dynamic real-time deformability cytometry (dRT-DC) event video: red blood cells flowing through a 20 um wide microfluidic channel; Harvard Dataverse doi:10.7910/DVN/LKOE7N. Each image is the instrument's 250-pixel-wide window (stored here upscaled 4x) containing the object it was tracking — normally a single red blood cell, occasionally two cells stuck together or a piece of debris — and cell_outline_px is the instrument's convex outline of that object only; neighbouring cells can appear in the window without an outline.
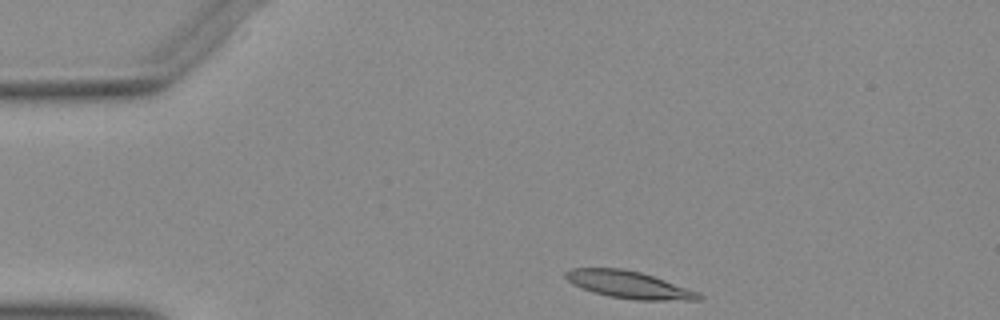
{"species": "Egyptian fruit bat (a non-hibernating species)", "species_latin": "Rousettus aegyptiacus", "temperature_condition": "warm", "stored_images_in_passage": 15, "camera_frame_rate_fps": 3000, "um_per_image_px": 0.085, "animal": {"sex": "female"}, "frame": {"image": 1, "passage_image": 1, "time_ms": 0.0, "image_size_px": [1000, 320], "cell_outline_px": [[704, 296], [700, 300], [636, 300], [608, 296], [572, 284], [564, 276], [564, 272], [572, 268], [620, 268], [640, 272], [652, 276], [696, 292]], "centroid_in_image_um": [53.41, 24.2], "position_along_channel_um": 31.6, "area_um2": 20.63}}
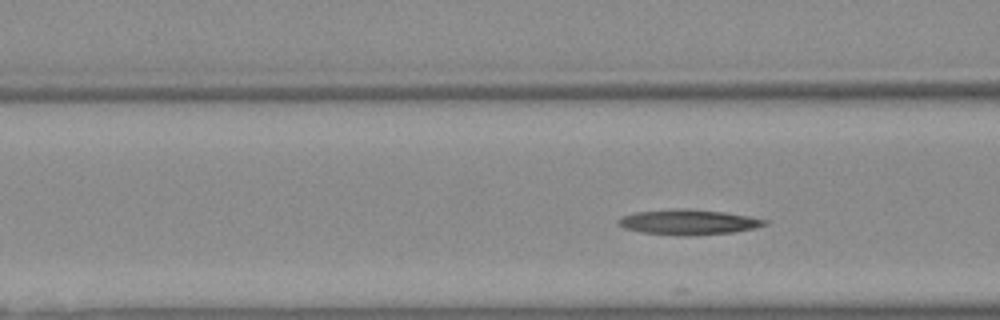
{"frame": {"image": 2, "passage_image": 11, "time_ms": 3.333, "image_size_px": [1000, 320], "cell_outline_px": [[768, 220], [764, 224], [752, 228], [732, 232], [692, 236], [676, 236], [640, 232], [624, 228], [616, 220], [624, 216], [636, 212], [676, 208], [680, 208], [720, 212]], "centroid_in_image_um": [58.42, 18.89], "position_along_channel_um": 108.2, "area_um2": 21.1}}
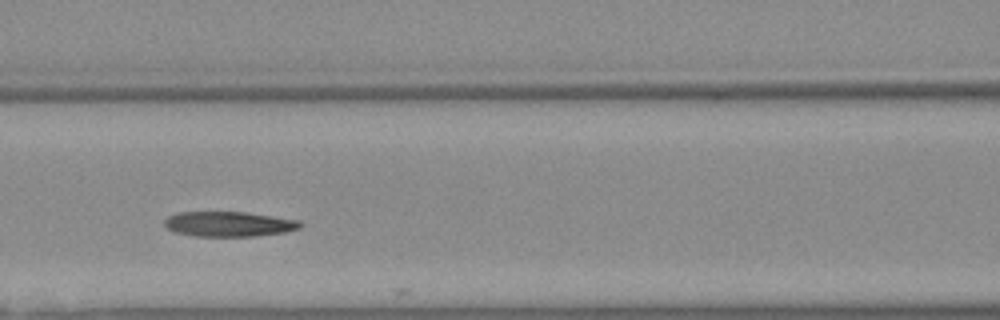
{"frame": {"image": 3, "passage_image": 14, "time_ms": 4.333, "image_size_px": [1000, 320], "cell_outline_px": [[304, 224], [300, 228], [284, 232], [252, 236], [196, 236], [176, 232], [168, 228], [164, 224], [164, 220], [168, 216], [180, 212], [244, 212], [300, 220]], "centroid_in_image_um": [19.47, 19.04], "position_along_channel_um": 147.1, "area_um2": 19.65}}